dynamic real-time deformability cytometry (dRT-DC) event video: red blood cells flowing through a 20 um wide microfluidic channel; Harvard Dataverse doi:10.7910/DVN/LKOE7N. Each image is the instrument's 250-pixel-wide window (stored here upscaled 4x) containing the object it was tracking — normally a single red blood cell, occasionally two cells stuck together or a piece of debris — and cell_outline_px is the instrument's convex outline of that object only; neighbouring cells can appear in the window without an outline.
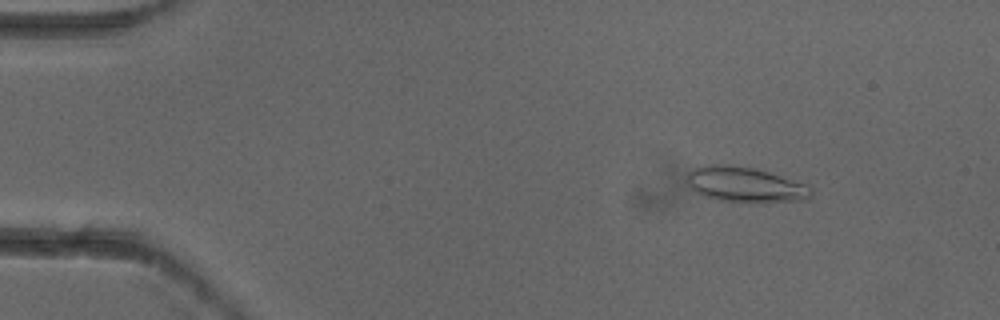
{"species": "common noctule bat (a hibernating species)", "species_latin": "Nyctalus noctula", "temperature_condition": "cold", "stored_images_in_passage": 7, "camera_frame_rate_fps": 3000, "um_per_image_px": 0.085, "animal": {"sex": "female"}, "frame": {"image": 1, "passage_image": 2, "time_ms": 0.333, "image_size_px": [1000, 320], "cell_outline_px": [[812, 196], [808, 200], [764, 204], [716, 200], [704, 196], [696, 192], [688, 184], [688, 172], [692, 168], [708, 164], [728, 164], [752, 168], [768, 172], [808, 184], [812, 188]], "centroid_in_image_um": [63.4, 15.72], "position_along_channel_um": 21.6, "area_um2": 26.18}}
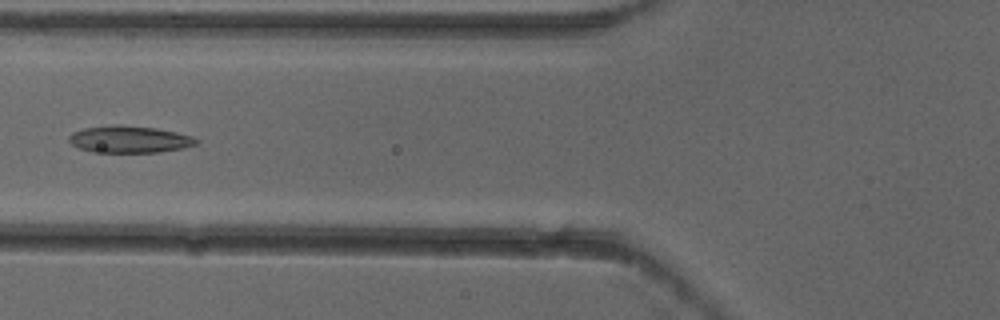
{"frame": {"image": 2, "passage_image": 6, "time_ms": 1.667, "image_size_px": [1000, 320], "cell_outline_px": [[200, 144], [184, 148], [160, 152], [92, 152], [80, 148], [72, 144], [68, 140], [68, 136], [72, 132], [84, 128], [112, 124], [120, 124], [156, 128], [176, 132], [192, 136], [200, 140]], "centroid_in_image_um": [11.03, 11.83], "position_along_channel_um": 114.8, "area_um2": 20.29}}
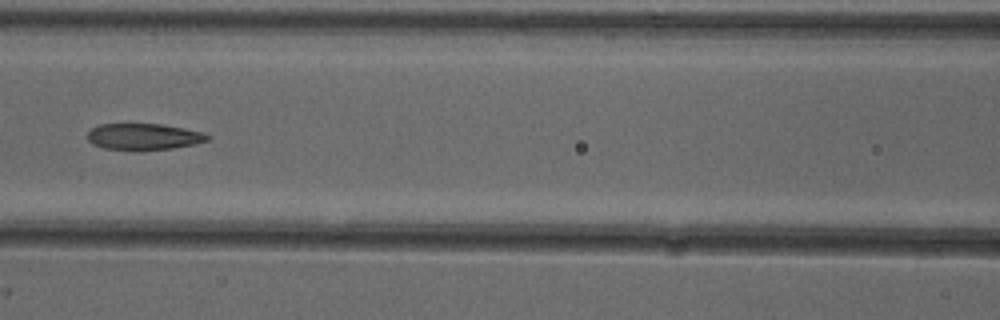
{"frame": {"image": 3, "passage_image": 7, "time_ms": 2.0, "image_size_px": [1000, 320], "cell_outline_px": [[212, 136], [208, 140], [196, 144], [172, 148], [104, 148], [92, 144], [88, 140], [88, 132], [92, 128], [100, 124], [160, 124], [184, 128], [204, 132]], "centroid_in_image_um": [12.26, 11.58], "position_along_channel_um": 154.3, "area_um2": 17.92}}